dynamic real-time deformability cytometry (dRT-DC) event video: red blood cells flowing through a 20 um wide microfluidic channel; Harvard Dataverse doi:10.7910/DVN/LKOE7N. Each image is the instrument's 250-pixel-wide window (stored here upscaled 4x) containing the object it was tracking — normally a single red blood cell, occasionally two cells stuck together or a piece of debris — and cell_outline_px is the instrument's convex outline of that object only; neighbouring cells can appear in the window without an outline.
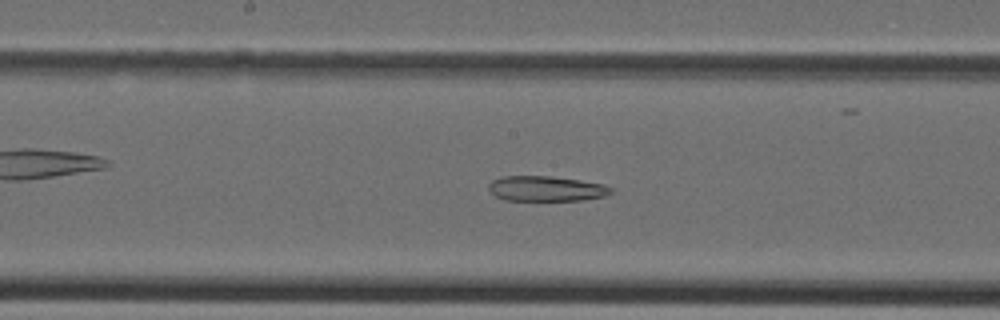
{"species": "Egyptian fruit bat (a non-hibernating species)", "species_latin": "Rousettus aegyptiacus", "temperature_condition": "cold", "stored_images_in_passage": 39, "camera_frame_rate_fps": 3000, "um_per_image_px": 0.085, "animal": {"sex": "female"}, "frame": {"image": 1, "passage_image": 20, "time_ms": 6.333, "image_size_px": [1000, 320], "cell_outline_px": [[616, 188], [612, 192], [604, 196], [584, 200], [504, 200], [496, 196], [488, 188], [488, 184], [492, 180], [500, 176], [552, 176], [580, 180], [604, 184]], "centroid_in_image_um": [46.45, 16.02], "position_along_channel_um": 201.8, "area_um2": 18.09}}
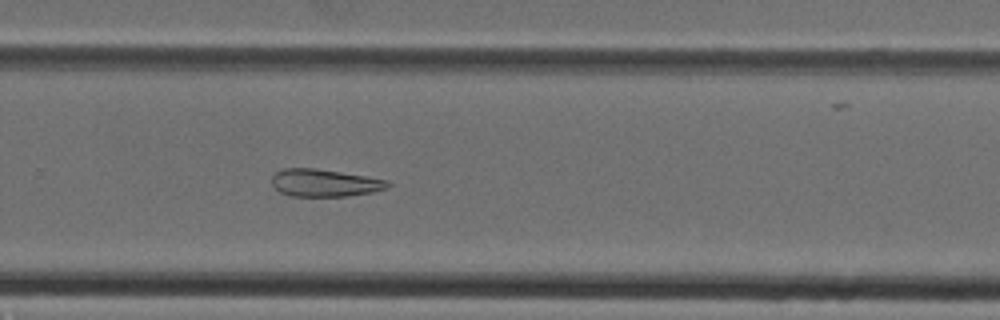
{"frame": {"image": 2, "passage_image": 26, "time_ms": 8.333, "image_size_px": [1000, 320], "cell_outline_px": [[392, 184], [388, 188], [372, 192], [348, 196], [292, 196], [280, 192], [272, 184], [272, 176], [276, 172], [284, 168], [316, 168], [388, 180]], "centroid_in_image_um": [27.6, 15.54], "position_along_channel_um": 302.2, "area_um2": 18.5}}
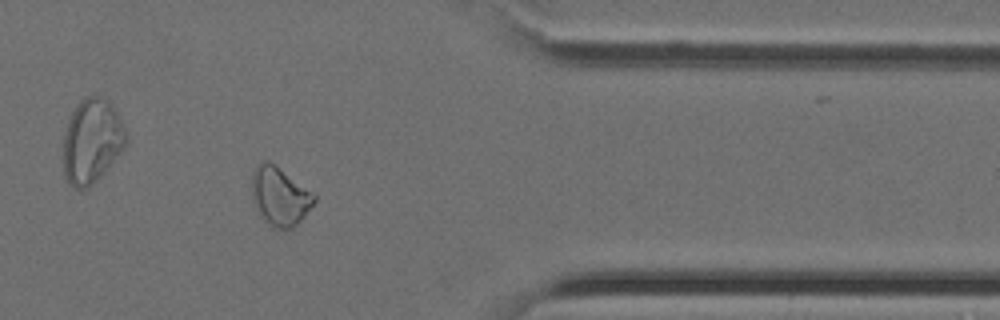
{"frame": {"image": 3, "passage_image": 32, "time_ms": 10.333, "image_size_px": [1000, 320], "cell_outline_px": [[316, 200], [304, 216], [292, 228], [284, 232], [280, 232], [268, 224], [260, 216], [252, 200], [252, 172], [256, 164], [272, 164], [316, 192]], "centroid_in_image_um": [23.8, 16.75], "position_along_channel_um": 387.6, "area_um2": 21.39}}